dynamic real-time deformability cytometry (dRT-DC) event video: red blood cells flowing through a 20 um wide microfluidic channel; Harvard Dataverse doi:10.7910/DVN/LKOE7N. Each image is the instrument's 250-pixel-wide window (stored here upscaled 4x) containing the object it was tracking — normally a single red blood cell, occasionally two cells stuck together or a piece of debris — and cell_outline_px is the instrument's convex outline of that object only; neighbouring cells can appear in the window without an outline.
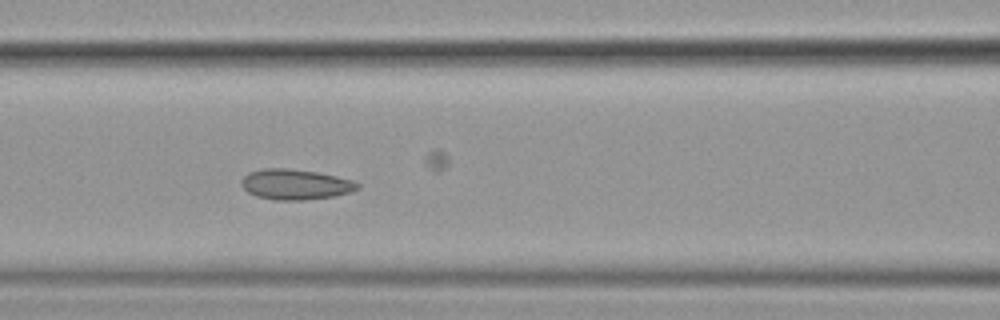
{"species": "common noctule bat (a hibernating species)", "species_latin": "Nyctalus noctula", "temperature_condition": "cold", "stored_images_in_passage": 60, "camera_frame_rate_fps": 3000, "um_per_image_px": 0.085, "animal": {"sex": "female", "body_mass_g": 19.9}, "frame": {"image": 1, "passage_image": 28, "time_ms": 9.0, "image_size_px": [1000, 320], "cell_outline_px": [[360, 188], [352, 192], [332, 196], [304, 200], [272, 200], [256, 196], [248, 192], [240, 184], [240, 180], [248, 172], [264, 168], [284, 168], [316, 172], [336, 176], [352, 180], [360, 184]], "centroid_in_image_um": [25.09, 15.68], "position_along_channel_um": 141.5, "area_um2": 20.63}}
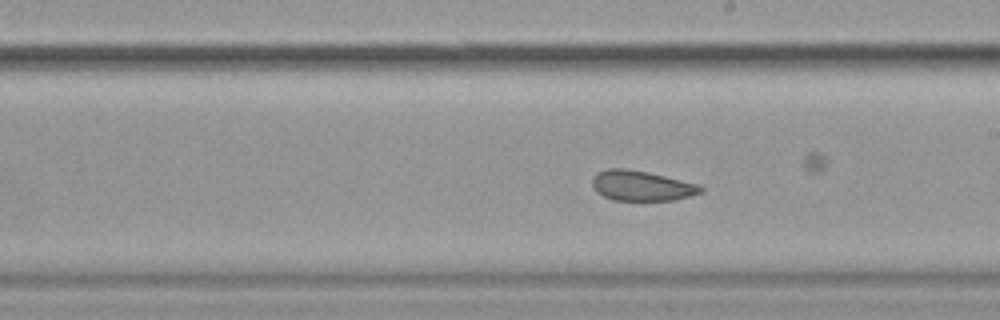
{"frame": {"image": 2, "passage_image": 36, "time_ms": 11.667, "image_size_px": [1000, 320], "cell_outline_px": [[704, 192], [676, 200], [612, 200], [596, 192], [592, 184], [592, 176], [596, 172], [608, 168], [624, 168], [648, 172], [700, 184], [704, 188]], "centroid_in_image_um": [54.54, 15.78], "position_along_channel_um": 234.5, "area_um2": 19.31}}
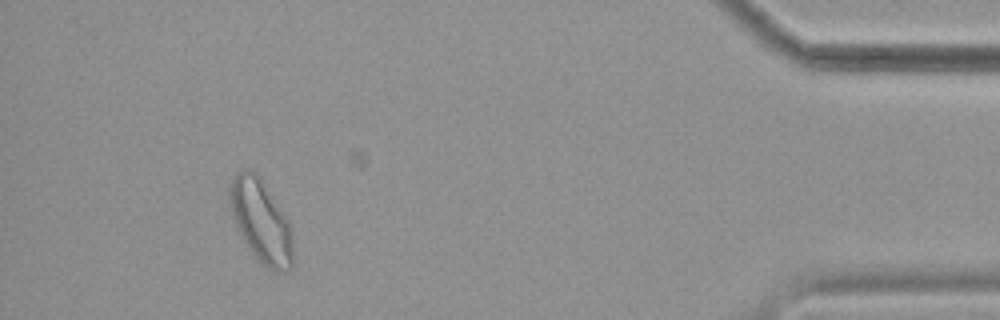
{"frame": {"image": 3, "passage_image": 56, "time_ms": 18.333, "image_size_px": [1000, 320], "cell_outline_px": [[296, 264], [288, 272], [276, 272], [268, 268], [248, 248], [236, 224], [232, 212], [228, 192], [228, 184], [232, 176], [240, 168], [252, 168], [256, 172], [288, 220], [292, 232]], "centroid_in_image_um": [22.22, 18.8], "position_along_channel_um": 413.0, "area_um2": 30.92}, "authors_computed_cell_mechanics": {"area_um2": 22.9466, "velocity_mm_per_s": 3.5135, "shape_relaxation_time_tau1_ms": null, "shape_relaxation_time_tau2_ms": 2.0424, "deformation_change_tau1": null, "deformation_change_tau2": 0.0691}}